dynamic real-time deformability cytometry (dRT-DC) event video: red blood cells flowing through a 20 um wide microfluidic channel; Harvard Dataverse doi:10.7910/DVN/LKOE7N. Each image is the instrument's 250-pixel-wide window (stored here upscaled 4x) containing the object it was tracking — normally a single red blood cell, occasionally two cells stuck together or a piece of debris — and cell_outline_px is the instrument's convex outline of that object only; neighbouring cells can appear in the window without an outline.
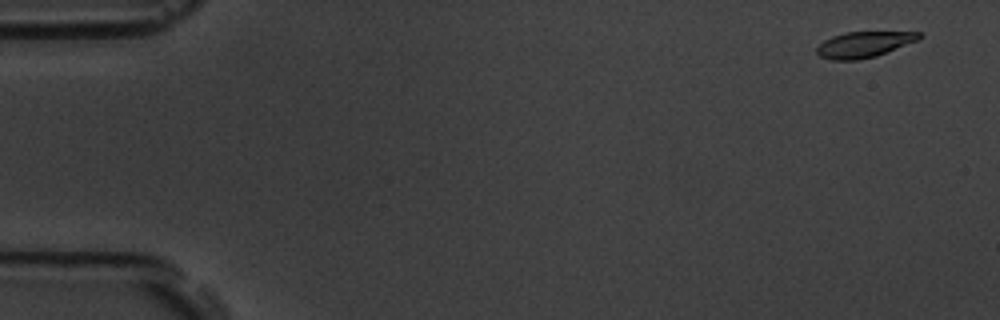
{"species": "common noctule bat (a hibernating species)", "species_latin": "Nyctalus noctula", "temperature_condition": "room temperature", "stored_images_in_passage": 5, "camera_frame_rate_fps": 3000, "um_per_image_px": 0.085, "animal": {"sex": "male", "body_mass_g": 19.5, "forearm_length_mm": 54.6}, "frame": {"image": 1, "passage_image": 1, "time_ms": 0.0, "image_size_px": [1000, 320], "cell_outline_px": [[924, 36], [916, 40], [876, 56], [856, 60], [832, 60], [820, 56], [816, 52], [816, 48], [824, 40], [832, 36], [844, 32], [920, 32]], "centroid_in_image_um": [73.39, 3.78], "position_along_channel_um": 11.6, "area_um2": 15.2}}